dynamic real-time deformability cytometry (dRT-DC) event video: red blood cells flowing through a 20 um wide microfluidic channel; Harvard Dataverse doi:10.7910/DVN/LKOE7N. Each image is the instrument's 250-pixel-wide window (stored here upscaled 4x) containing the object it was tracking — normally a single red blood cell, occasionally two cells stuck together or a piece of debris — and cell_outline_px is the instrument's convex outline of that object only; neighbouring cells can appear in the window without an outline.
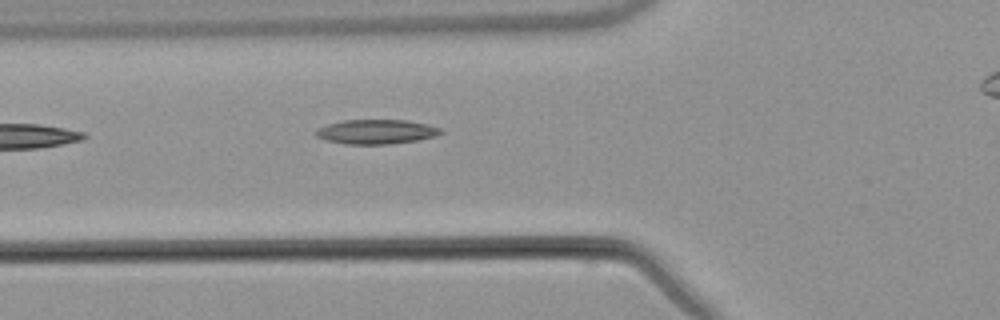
{"species": "common noctule bat (a hibernating species)", "species_latin": "Nyctalus noctula", "temperature_condition": "warm", "stored_images_in_passage": 3, "camera_frame_rate_fps": 3000, "um_per_image_px": 0.085, "animal": {"sex": "male", "body_mass_g": 21.5, "forearm_length_mm": 52.0}, "frame": {"image": 1, "passage_image": 2, "time_ms": 1.667, "image_size_px": [1000, 320], "cell_outline_px": [[444, 132], [436, 136], [416, 140], [388, 144], [344, 144], [324, 140], [316, 136], [312, 132], [316, 128], [328, 124], [344, 120], [408, 120], [428, 124], [444, 128]], "centroid_in_image_um": [31.98, 11.19], "position_along_channel_um": 93.8, "area_um2": 18.09}}